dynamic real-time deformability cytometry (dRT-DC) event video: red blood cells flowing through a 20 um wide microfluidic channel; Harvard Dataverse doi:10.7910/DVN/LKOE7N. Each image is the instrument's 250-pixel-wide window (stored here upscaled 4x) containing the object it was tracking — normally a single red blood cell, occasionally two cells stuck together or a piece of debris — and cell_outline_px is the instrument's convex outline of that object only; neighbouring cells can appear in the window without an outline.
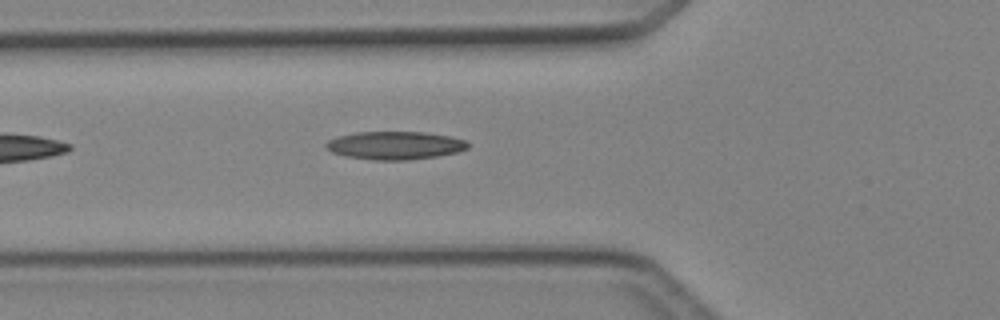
{"species": "Egyptian fruit bat (a non-hibernating species)", "species_latin": "Rousettus aegyptiacus", "temperature_condition": "cold", "stored_images_in_passage": 3, "camera_frame_rate_fps": 3000, "um_per_image_px": 0.085, "animal": {"sex": "female"}, "frame": {"image": 1, "passage_image": 3, "time_ms": 2.667, "image_size_px": [1000, 320], "cell_outline_px": [[468, 148], [456, 152], [436, 156], [408, 160], [372, 160], [344, 156], [332, 152], [324, 148], [324, 144], [328, 140], [336, 136], [356, 132], [424, 132], [448, 136], [464, 140], [468, 144]], "centroid_in_image_um": [33.49, 12.36], "position_along_channel_um": 92.3, "area_um2": 23.24}}